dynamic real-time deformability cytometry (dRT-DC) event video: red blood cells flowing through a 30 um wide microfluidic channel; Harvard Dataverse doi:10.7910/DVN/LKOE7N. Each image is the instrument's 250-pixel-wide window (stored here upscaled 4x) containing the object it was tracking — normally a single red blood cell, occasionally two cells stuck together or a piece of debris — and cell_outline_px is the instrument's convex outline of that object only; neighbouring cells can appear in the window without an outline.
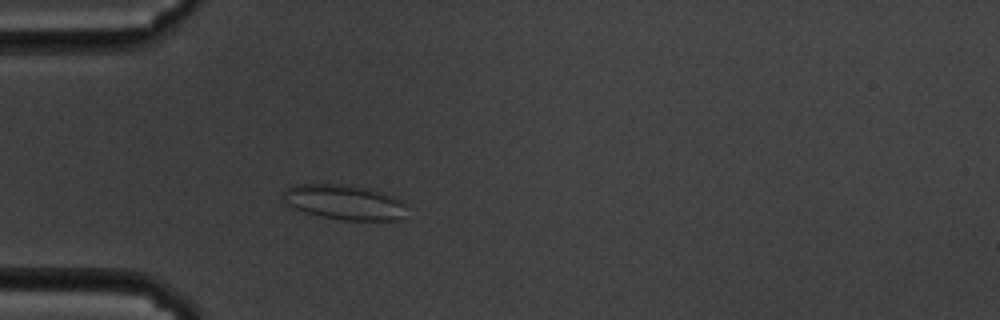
{"species": "common noctule bat (a hibernating species)", "species_latin": "Nyctalus noctula", "temperature_condition": "cold", "stored_images_in_passage": 51, "camera_frame_rate_fps": 3000, "um_per_image_px": 0.085, "animal": {"sex": "male", "body_mass_g": 19.5, "forearm_length_mm": 54.6}, "frame": {"image": 1, "passage_image": 11, "time_ms": 3.333, "image_size_px": [1000, 320], "cell_outline_px": [[408, 204], [404, 220], [344, 220], [320, 216], [304, 212], [288, 204], [280, 196], [280, 192], [284, 188], [292, 184], [340, 184], [364, 188], [384, 192]], "centroid_in_image_um": [29.26, 17.18], "position_along_channel_um": 55.7, "area_um2": 25.55}}
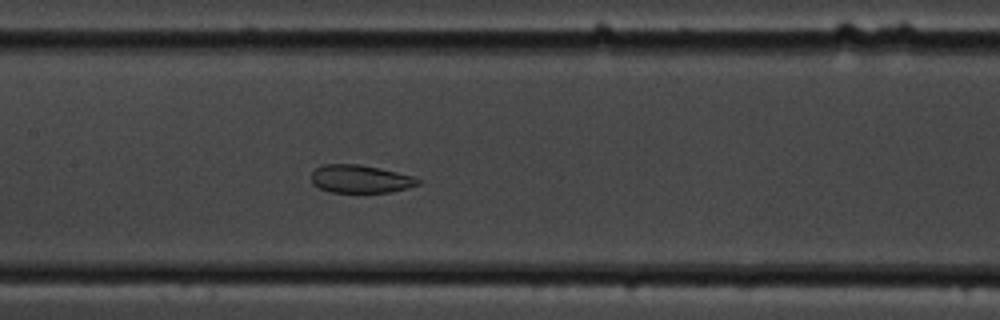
{"frame": {"image": 2, "passage_image": 22, "time_ms": 7.0, "image_size_px": [1000, 320], "cell_outline_px": [[424, 180], [420, 184], [408, 188], [388, 192], [332, 192], [320, 188], [312, 184], [312, 172], [320, 164], [356, 164], [416, 176]], "centroid_in_image_um": [30.66, 15.21], "position_along_channel_um": 176.7, "area_um2": 17.4}}
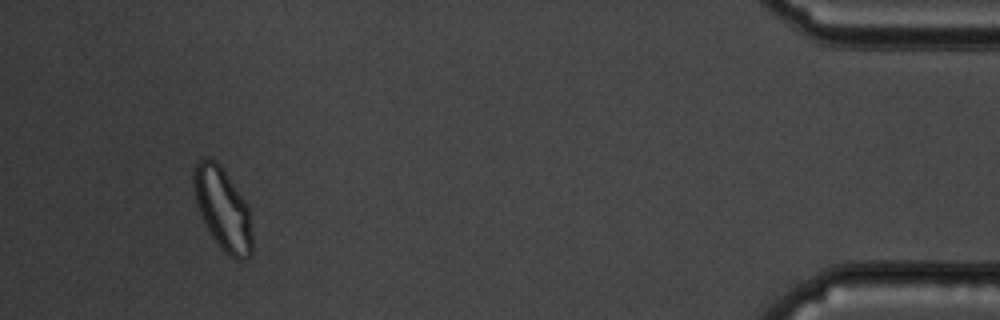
{"frame": {"image": 3, "passage_image": 48, "time_ms": 15.667, "image_size_px": [1000, 320], "cell_outline_px": [[252, 256], [244, 260], [236, 260], [228, 256], [220, 248], [212, 236], [200, 216], [196, 204], [192, 180], [192, 172], [196, 164], [200, 160], [208, 156], [216, 160], [220, 164], [248, 204], [252, 236]], "centroid_in_image_um": [18.93, 17.77], "position_along_channel_um": 416.3, "area_um2": 28.55}}